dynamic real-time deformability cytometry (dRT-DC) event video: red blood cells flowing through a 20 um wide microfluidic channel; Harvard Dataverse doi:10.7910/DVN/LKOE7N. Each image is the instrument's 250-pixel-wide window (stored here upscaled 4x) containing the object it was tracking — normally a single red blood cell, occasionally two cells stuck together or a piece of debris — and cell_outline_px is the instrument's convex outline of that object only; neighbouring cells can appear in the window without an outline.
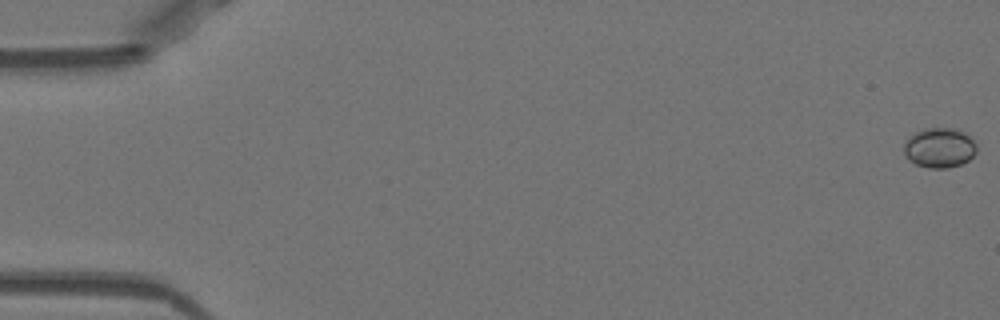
{"species": "Egyptian fruit bat (a non-hibernating species)", "species_latin": "Rousettus aegyptiacus", "temperature_condition": "warm", "stored_images_in_passage": 52, "camera_frame_rate_fps": 3000, "um_per_image_px": 0.085, "animal": {"sex": "female"}, "frame": {"image": 1, "passage_image": 1, "time_ms": 0.0, "image_size_px": [1000, 320], "cell_outline_px": [[976, 152], [968, 160], [960, 164], [948, 168], [928, 168], [916, 164], [908, 160], [904, 156], [904, 144], [908, 136], [912, 132], [924, 128], [952, 128], [964, 132], [972, 136], [976, 140]], "centroid_in_image_um": [79.84, 12.54], "position_along_channel_um": 5.2, "area_um2": 17.28}}
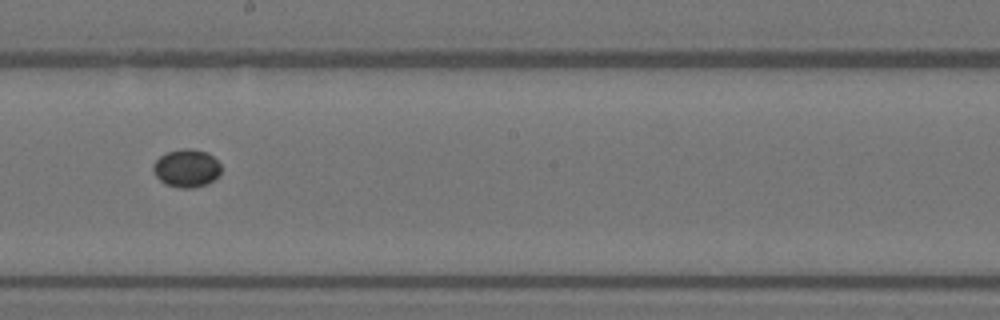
{"frame": {"image": 2, "passage_image": 30, "time_ms": 9.667, "image_size_px": [1000, 320], "cell_outline_px": [[220, 172], [212, 180], [204, 184], [188, 188], [180, 188], [164, 184], [156, 176], [152, 168], [152, 164], [160, 156], [168, 152], [184, 148], [188, 148], [208, 152], [220, 164]], "centroid_in_image_um": [15.82, 14.28], "position_along_channel_um": 232.4, "area_um2": 14.8}}
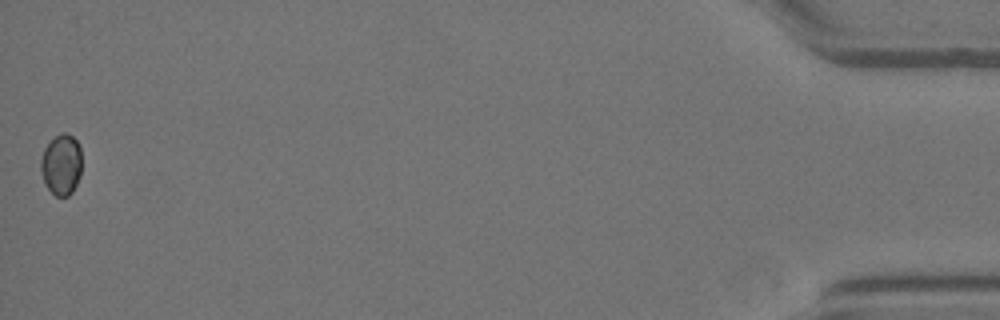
{"frame": {"image": 3, "passage_image": 52, "time_ms": 17.0, "image_size_px": [1000, 320], "cell_outline_px": [[80, 176], [72, 192], [68, 196], [56, 196], [44, 184], [40, 168], [40, 160], [44, 148], [56, 136], [64, 132], [68, 132], [80, 144]], "centroid_in_image_um": [5.2, 13.99], "position_along_channel_um": 430.0, "area_um2": 14.51}}